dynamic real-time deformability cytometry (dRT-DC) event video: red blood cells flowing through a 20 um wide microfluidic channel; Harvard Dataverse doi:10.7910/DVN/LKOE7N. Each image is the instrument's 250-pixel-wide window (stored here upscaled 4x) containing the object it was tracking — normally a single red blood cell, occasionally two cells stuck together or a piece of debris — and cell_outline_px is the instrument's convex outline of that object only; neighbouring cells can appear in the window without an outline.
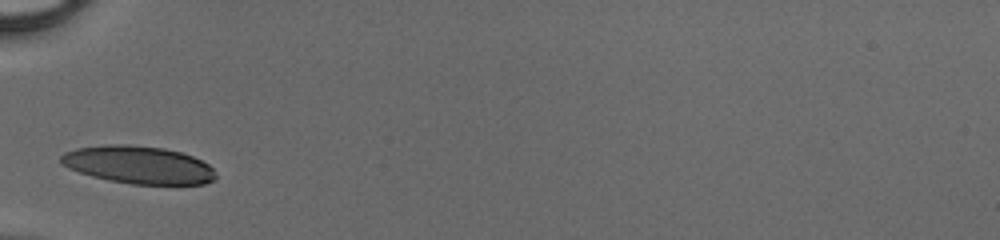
{"species": "human", "species_latin": "Homo sapiens", "temperature_condition": "cold", "stored_images_in_passage": 24, "camera_frame_rate_fps": 3000, "um_per_image_px": 0.085, "donor": {"sex": "male"}, "frame": {"image": 1, "passage_image": 1, "time_ms": 0.0, "image_size_px": [1000, 240], "cell_outline_px": [[216, 180], [204, 184], [132, 184], [108, 180], [92, 176], [68, 168], [60, 160], [60, 156], [64, 152], [76, 148], [104, 144], [124, 144], [164, 148], [180, 152], [192, 156], [208, 164], [212, 168], [216, 176]], "centroid_in_image_um": [11.76, 14.01], "position_along_channel_um": 73.2, "area_um2": 33.99}}
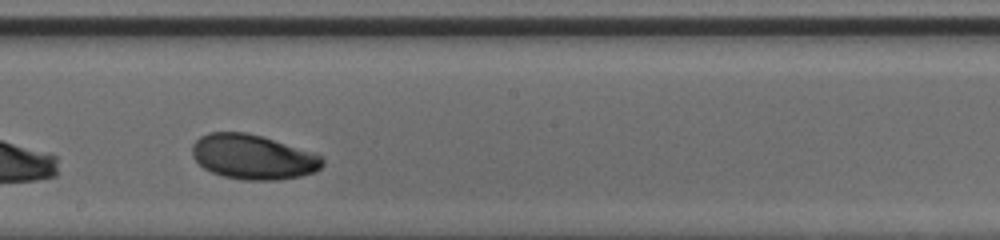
{"frame": {"image": 2, "passage_image": 12, "time_ms": 3.667, "image_size_px": [1000, 240], "cell_outline_px": [[324, 164], [316, 172], [300, 176], [276, 180], [244, 180], [224, 176], [212, 172], [204, 168], [192, 156], [192, 144], [200, 136], [208, 132], [244, 132], [260, 136], [312, 152], [320, 156], [324, 160]], "centroid_in_image_um": [21.49, 13.34], "position_along_channel_um": 226.7, "area_um2": 33.76}}
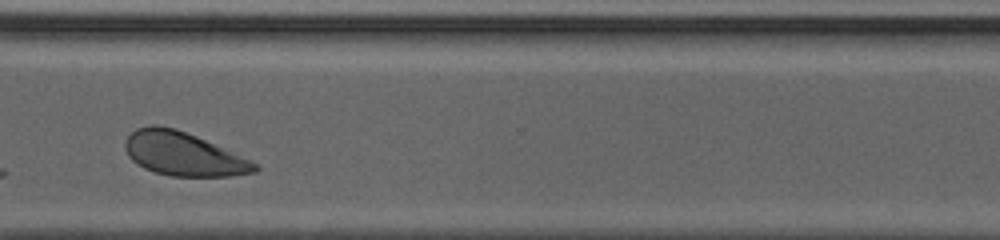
{"frame": {"image": 3, "passage_image": 21, "time_ms": 6.667, "image_size_px": [1000, 240], "cell_outline_px": [[260, 168], [256, 172], [232, 176], [172, 176], [156, 172], [144, 168], [136, 164], [128, 156], [124, 148], [124, 140], [136, 128], [152, 124], [156, 124], [176, 128], [196, 136], [248, 160], [256, 164]], "centroid_in_image_um": [15.5, 13.08], "position_along_channel_um": 355.1, "area_um2": 32.66}}